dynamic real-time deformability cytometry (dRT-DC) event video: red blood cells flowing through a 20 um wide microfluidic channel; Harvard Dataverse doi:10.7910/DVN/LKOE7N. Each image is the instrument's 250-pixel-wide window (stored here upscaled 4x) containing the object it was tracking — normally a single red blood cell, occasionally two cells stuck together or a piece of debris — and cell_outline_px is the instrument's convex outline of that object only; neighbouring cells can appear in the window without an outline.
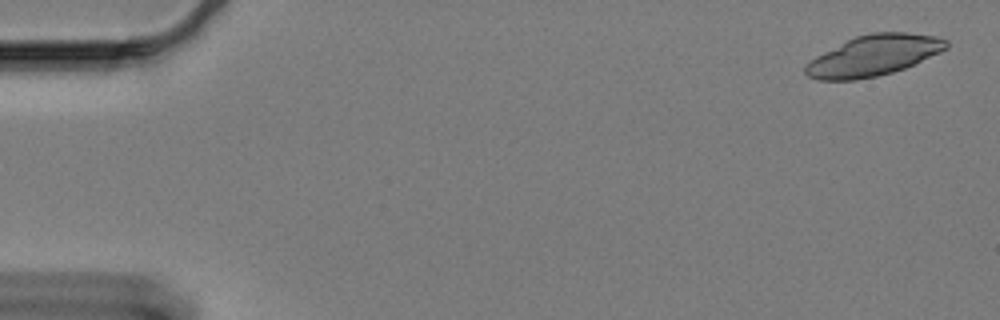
{"species": "Egyptian fruit bat (a non-hibernating species)", "species_latin": "Rousettus aegyptiacus", "temperature_condition": "cold", "stored_images_in_passage": 11, "camera_frame_rate_fps": 3000, "um_per_image_px": 0.085, "animal": {"sex": "female"}, "frame": {"image": 1, "passage_image": 2, "time_ms": 0.333, "image_size_px": [1000, 320], "cell_outline_px": [[948, 48], [940, 52], [904, 68], [892, 72], [876, 76], [856, 80], [816, 80], [808, 76], [804, 72], [804, 64], [808, 60], [856, 36], [872, 32], [908, 32], [936, 36], [948, 40]], "centroid_in_image_um": [74.24, 4.72], "position_along_channel_um": 10.8, "area_um2": 33.29}}